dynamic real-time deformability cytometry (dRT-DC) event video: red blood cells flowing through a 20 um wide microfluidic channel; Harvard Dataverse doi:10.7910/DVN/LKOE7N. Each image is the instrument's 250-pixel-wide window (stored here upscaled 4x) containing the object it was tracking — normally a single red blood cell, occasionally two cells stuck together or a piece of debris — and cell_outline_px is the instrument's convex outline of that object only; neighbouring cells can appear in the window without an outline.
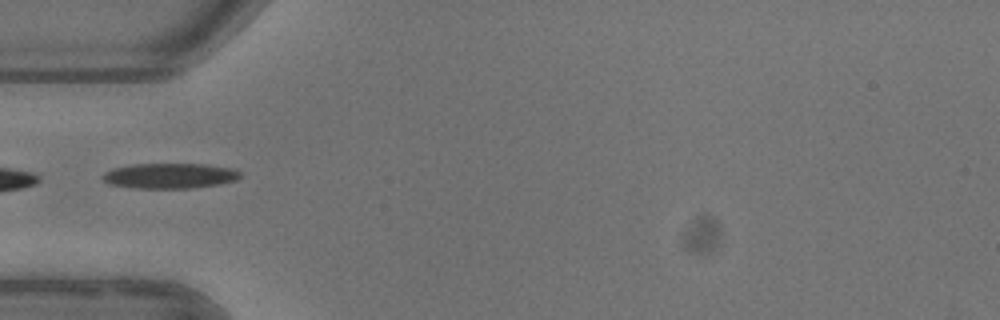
{"species": "common noctule bat (a hibernating species)", "species_latin": "Nyctalus noctula", "temperature_condition": "warm", "stored_images_in_passage": 5, "camera_frame_rate_fps": 3000, "um_per_image_px": 0.085, "animal": {"sex": "female"}, "frame": {"image": 1, "passage_image": 4, "time_ms": 3.667, "image_size_px": [1000, 320], "cell_outline_px": [[240, 176], [236, 180], [220, 184], [192, 188], [136, 188], [108, 184], [100, 176], [104, 172], [112, 168], [132, 164], [204, 164], [236, 168], [240, 172]], "centroid_in_image_um": [14.42, 14.94], "position_along_channel_um": 70.6, "area_um2": 20.46}}
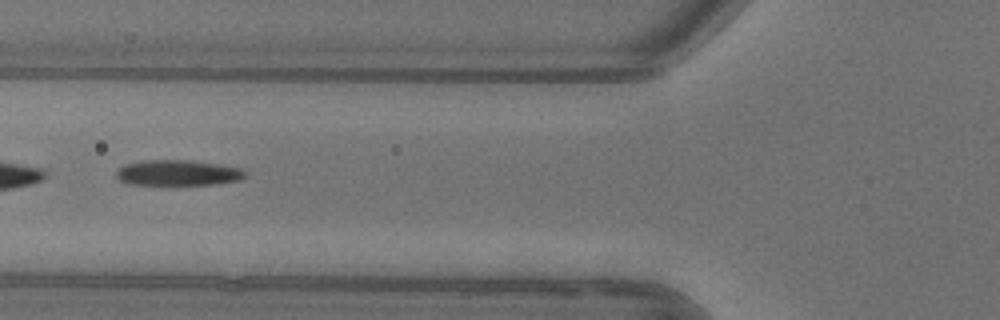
{"frame": {"image": 2, "passage_image": 5, "time_ms": 4.667, "image_size_px": [1000, 320], "cell_outline_px": [[248, 176], [240, 180], [212, 184], [124, 184], [116, 176], [116, 172], [124, 164], [144, 160], [188, 160], [220, 164], [240, 168]], "centroid_in_image_um": [15.11, 14.68], "position_along_channel_um": 110.7, "area_um2": 19.13}}